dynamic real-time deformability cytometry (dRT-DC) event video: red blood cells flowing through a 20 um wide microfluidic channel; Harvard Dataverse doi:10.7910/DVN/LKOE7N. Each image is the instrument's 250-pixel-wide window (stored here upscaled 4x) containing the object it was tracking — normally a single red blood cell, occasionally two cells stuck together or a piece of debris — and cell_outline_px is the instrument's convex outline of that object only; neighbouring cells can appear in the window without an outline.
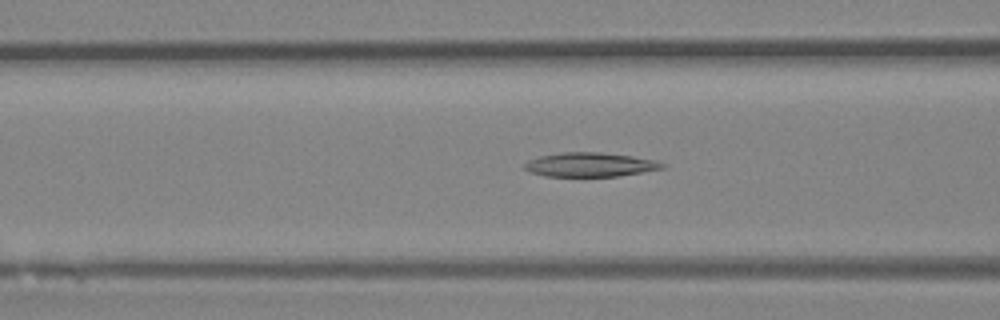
{"species": "Egyptian fruit bat (a non-hibernating species)", "species_latin": "Rousettus aegyptiacus", "temperature_condition": "room temperature", "stored_images_in_passage": 40, "camera_frame_rate_fps": 3000, "um_per_image_px": 0.085, "animal": {"sex": "female"}, "frame": {"image": 1, "passage_image": 11, "time_ms": 3.333, "image_size_px": [1000, 320], "cell_outline_px": [[668, 164], [664, 168], [616, 176], [544, 176], [528, 172], [524, 168], [524, 164], [528, 160], [540, 156], [560, 152], [600, 152], [632, 156], [656, 160]], "centroid_in_image_um": [50.14, 13.99], "position_along_channel_um": 116.5, "area_um2": 19.42}}
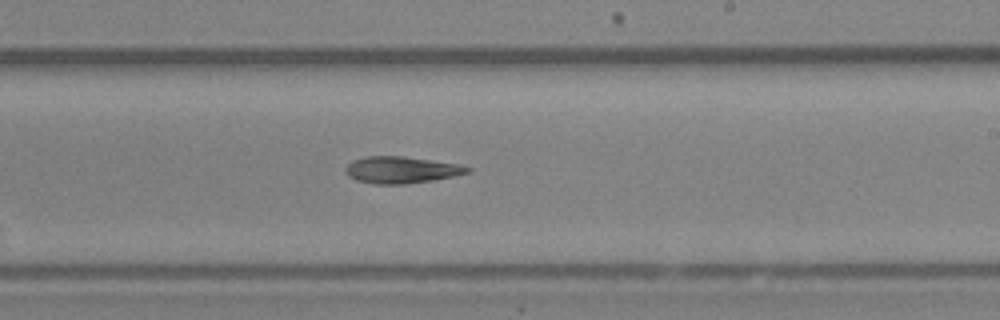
{"frame": {"image": 2, "passage_image": 21, "time_ms": 6.667, "image_size_px": [1000, 320], "cell_outline_px": [[472, 168], [468, 172], [452, 176], [432, 180], [404, 184], [376, 184], [356, 180], [348, 176], [344, 168], [352, 160], [364, 156], [404, 156], [460, 164]], "centroid_in_image_um": [34.07, 14.43], "position_along_channel_um": 254.9, "area_um2": 18.96}}
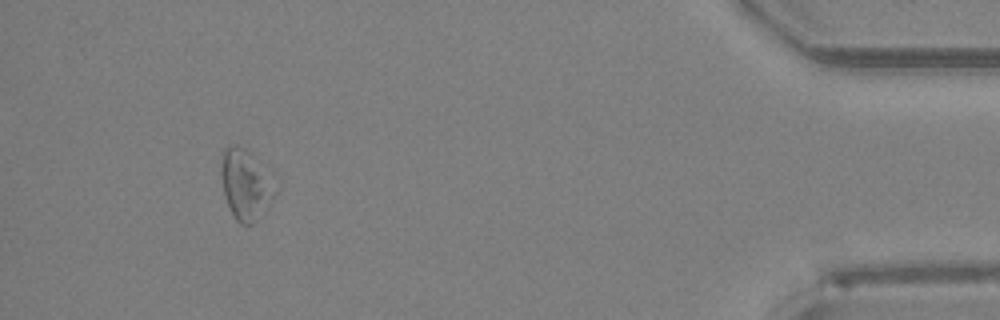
{"frame": {"image": 3, "passage_image": 37, "time_ms": 12.0, "image_size_px": [1000, 320], "cell_outline_px": [[276, 192], [268, 208], [252, 224], [240, 224], [236, 220], [224, 196], [220, 172], [220, 152], [228, 144], [236, 144], [244, 148], [268, 164], [276, 172]], "centroid_in_image_um": [20.94, 15.58], "position_along_channel_um": 414.3, "area_um2": 23.64}}